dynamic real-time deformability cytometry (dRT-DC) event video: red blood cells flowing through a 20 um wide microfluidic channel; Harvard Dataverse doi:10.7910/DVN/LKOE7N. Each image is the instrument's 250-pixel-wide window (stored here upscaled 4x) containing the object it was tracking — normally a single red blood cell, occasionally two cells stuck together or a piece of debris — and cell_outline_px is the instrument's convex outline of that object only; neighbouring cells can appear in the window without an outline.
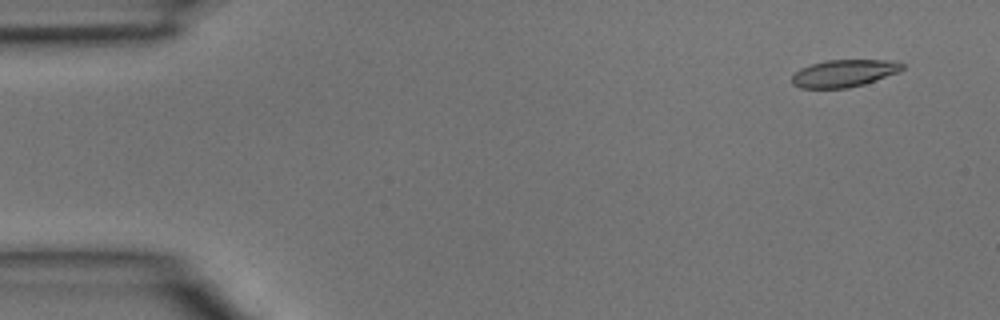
{"species": "common noctule bat (a hibernating species)", "species_latin": "Nyctalus noctula", "temperature_condition": "room temperature", "stored_images_in_passage": 39, "camera_frame_rate_fps": 3000, "um_per_image_px": 0.085, "animal": {"sex": "male", "body_mass_g": 15.6}, "frame": {"image": 1, "passage_image": 1, "time_ms": 0.0, "image_size_px": [1000, 320], "cell_outline_px": [[904, 68], [900, 72], [864, 84], [848, 88], [800, 88], [792, 84], [792, 76], [800, 68], [824, 60], [884, 60], [904, 64]], "centroid_in_image_um": [71.73, 6.23], "position_along_channel_um": 13.3, "area_um2": 17.51}}
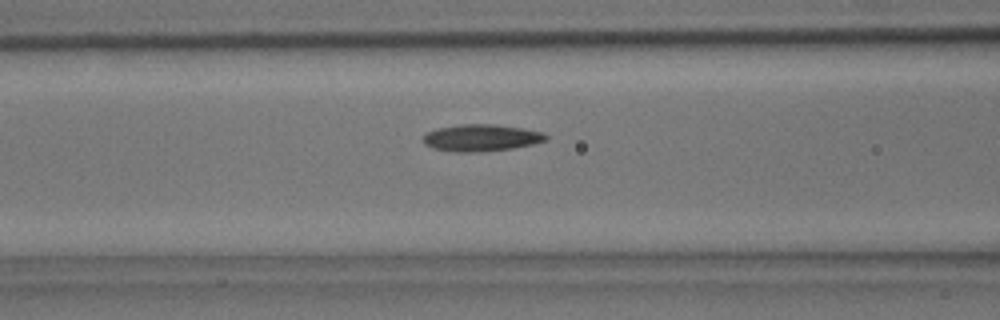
{"frame": {"image": 2, "passage_image": 16, "time_ms": 5.0, "image_size_px": [1000, 320], "cell_outline_px": [[548, 140], [532, 144], [512, 148], [476, 152], [452, 152], [432, 148], [424, 144], [424, 136], [428, 132], [440, 128], [460, 124], [496, 124], [524, 128], [544, 132], [548, 136]], "centroid_in_image_um": [40.94, 11.71], "position_along_channel_um": 125.7, "area_um2": 19.25}}
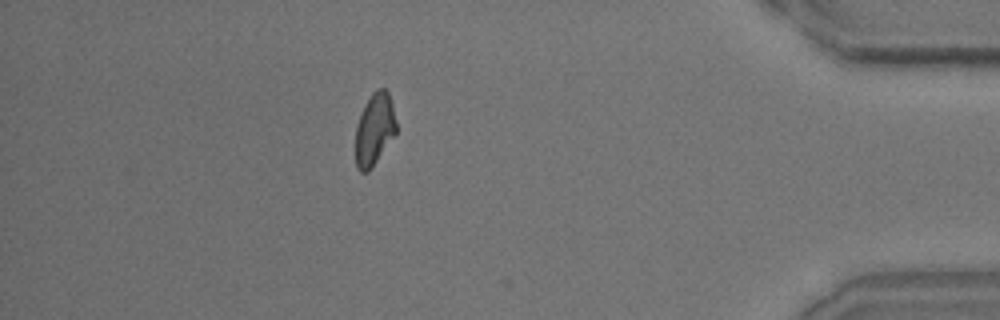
{"frame": {"image": 3, "passage_image": 38, "time_ms": 12.333, "image_size_px": [1000, 320], "cell_outline_px": [[396, 132], [372, 168], [368, 172], [360, 172], [356, 168], [356, 128], [364, 104], [372, 92], [376, 88], [384, 88], [388, 92], [392, 104], [396, 120]], "centroid_in_image_um": [31.83, 10.99], "position_along_channel_um": 403.4, "area_um2": 17.05}}